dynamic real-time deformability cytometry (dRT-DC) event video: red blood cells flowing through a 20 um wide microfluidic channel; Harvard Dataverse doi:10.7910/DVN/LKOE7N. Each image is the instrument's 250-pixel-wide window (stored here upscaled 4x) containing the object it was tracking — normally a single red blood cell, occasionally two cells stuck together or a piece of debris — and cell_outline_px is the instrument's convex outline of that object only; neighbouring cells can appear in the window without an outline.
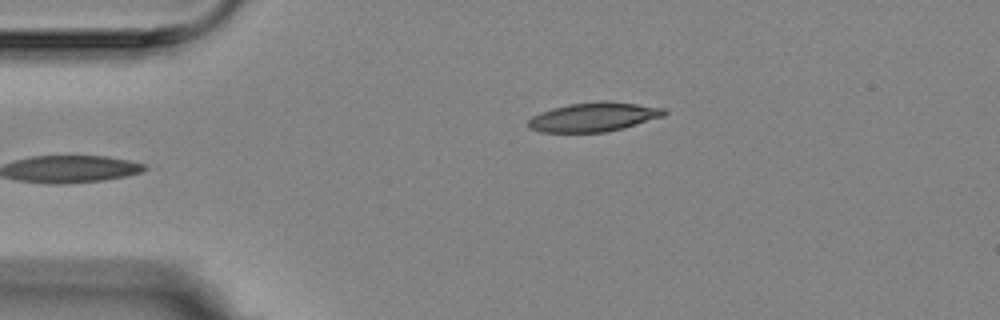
{"species": "Egyptian fruit bat (a non-hibernating species)", "species_latin": "Rousettus aegyptiacus", "temperature_condition": "room temperature", "stored_images_in_passage": 4, "camera_frame_rate_fps": 3000, "um_per_image_px": 0.085, "animal": {"sex": "female"}, "frame": {"image": 1, "passage_image": 4, "time_ms": 4.333, "image_size_px": [1000, 320], "cell_outline_px": [[668, 112], [664, 116], [624, 128], [604, 132], [540, 132], [528, 128], [528, 120], [532, 116], [540, 112], [552, 108], [568, 104], [600, 100], [608, 100], [664, 108]], "centroid_in_image_um": [50.45, 9.93], "position_along_channel_um": 34.5, "area_um2": 23.24}}